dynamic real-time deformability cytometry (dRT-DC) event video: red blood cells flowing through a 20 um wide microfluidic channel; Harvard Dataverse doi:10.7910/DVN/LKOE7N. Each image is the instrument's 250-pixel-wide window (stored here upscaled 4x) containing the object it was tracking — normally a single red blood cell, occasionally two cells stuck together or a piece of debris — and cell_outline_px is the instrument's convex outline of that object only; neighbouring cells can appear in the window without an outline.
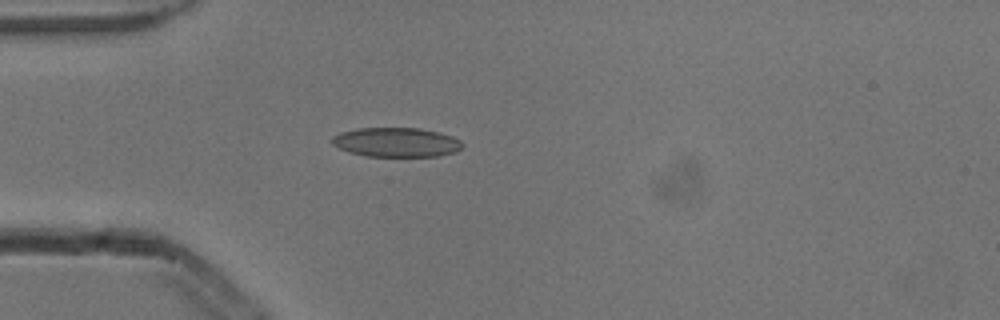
{"species": "common noctule bat (a hibernating species)", "species_latin": "Nyctalus noctula", "temperature_condition": "cold", "stored_images_in_passage": 4, "camera_frame_rate_fps": 3000, "um_per_image_px": 0.085, "animal": {"sex": "male", "body_mass_g": 13.3}, "frame": {"image": 1, "passage_image": 4, "time_ms": 1.0, "image_size_px": [1000, 320], "cell_outline_px": [[464, 144], [456, 152], [436, 156], [364, 156], [348, 152], [332, 144], [328, 140], [332, 136], [340, 132], [356, 128], [420, 128], [440, 132], [452, 136], [460, 140]], "centroid_in_image_um": [33.65, 12.08], "position_along_channel_um": 51.3, "area_um2": 22.54}}